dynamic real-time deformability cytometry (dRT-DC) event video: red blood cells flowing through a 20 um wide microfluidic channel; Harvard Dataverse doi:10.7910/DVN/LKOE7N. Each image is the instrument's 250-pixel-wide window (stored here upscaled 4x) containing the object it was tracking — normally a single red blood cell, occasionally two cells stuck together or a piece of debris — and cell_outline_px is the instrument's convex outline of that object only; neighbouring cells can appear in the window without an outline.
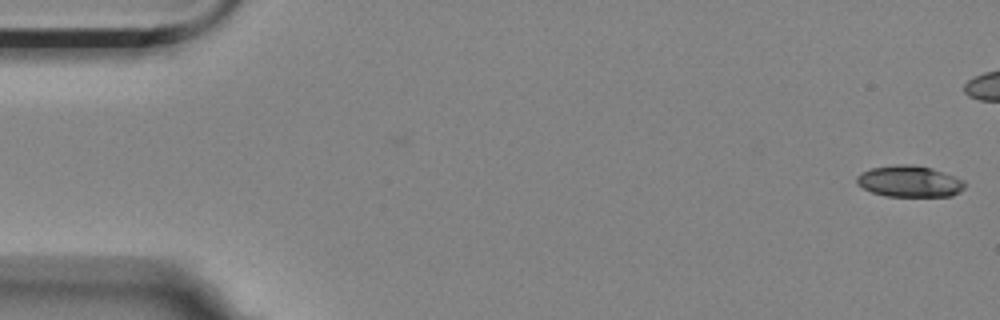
{"species": "Egyptian fruit bat (a non-hibernating species)", "species_latin": "Rousettus aegyptiacus", "temperature_condition": "room temperature", "stored_images_in_passage": 9, "camera_frame_rate_fps": 3000, "um_per_image_px": 0.085, "animal": {"sex": "female"}, "frame": {"image": 1, "passage_image": 1, "time_ms": 0.0, "image_size_px": [1000, 320], "cell_outline_px": [[964, 188], [960, 192], [952, 196], [884, 196], [872, 192], [856, 184], [856, 176], [860, 172], [872, 168], [896, 164], [912, 164], [932, 168], [964, 180]], "centroid_in_image_um": [77.28, 15.41], "position_along_channel_um": 7.7, "area_um2": 19.83}}